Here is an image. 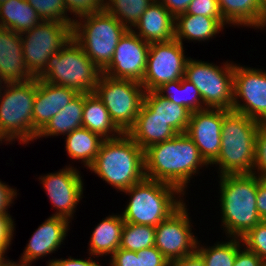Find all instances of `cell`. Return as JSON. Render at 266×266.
Masks as SVG:
<instances>
[{
  "mask_svg": "<svg viewBox=\"0 0 266 266\" xmlns=\"http://www.w3.org/2000/svg\"><path fill=\"white\" fill-rule=\"evenodd\" d=\"M146 178L177 187L182 193L198 167L208 165L185 133L144 150Z\"/></svg>",
  "mask_w": 266,
  "mask_h": 266,
  "instance_id": "obj_1",
  "label": "cell"
},
{
  "mask_svg": "<svg viewBox=\"0 0 266 266\" xmlns=\"http://www.w3.org/2000/svg\"><path fill=\"white\" fill-rule=\"evenodd\" d=\"M89 169L123 192L146 177L144 150L127 133L104 139Z\"/></svg>",
  "mask_w": 266,
  "mask_h": 266,
  "instance_id": "obj_2",
  "label": "cell"
},
{
  "mask_svg": "<svg viewBox=\"0 0 266 266\" xmlns=\"http://www.w3.org/2000/svg\"><path fill=\"white\" fill-rule=\"evenodd\" d=\"M260 123L243 113L224 109L221 128V150L212 164H219L221 175L257 174L255 146Z\"/></svg>",
  "mask_w": 266,
  "mask_h": 266,
  "instance_id": "obj_3",
  "label": "cell"
},
{
  "mask_svg": "<svg viewBox=\"0 0 266 266\" xmlns=\"http://www.w3.org/2000/svg\"><path fill=\"white\" fill-rule=\"evenodd\" d=\"M257 176L254 173L220 175L222 223L230 237L242 238L262 221L256 205Z\"/></svg>",
  "mask_w": 266,
  "mask_h": 266,
  "instance_id": "obj_4",
  "label": "cell"
},
{
  "mask_svg": "<svg viewBox=\"0 0 266 266\" xmlns=\"http://www.w3.org/2000/svg\"><path fill=\"white\" fill-rule=\"evenodd\" d=\"M123 192L131 195L121 215L126 223L156 227L184 204L174 199L183 194L177 187L146 177Z\"/></svg>",
  "mask_w": 266,
  "mask_h": 266,
  "instance_id": "obj_5",
  "label": "cell"
},
{
  "mask_svg": "<svg viewBox=\"0 0 266 266\" xmlns=\"http://www.w3.org/2000/svg\"><path fill=\"white\" fill-rule=\"evenodd\" d=\"M3 84L6 89L3 85L0 88V141L6 138L4 141L11 142L16 138L25 144L36 139L38 132L33 128V107L38 79Z\"/></svg>",
  "mask_w": 266,
  "mask_h": 266,
  "instance_id": "obj_6",
  "label": "cell"
},
{
  "mask_svg": "<svg viewBox=\"0 0 266 266\" xmlns=\"http://www.w3.org/2000/svg\"><path fill=\"white\" fill-rule=\"evenodd\" d=\"M102 71L72 37L56 54L49 57L45 70L37 77L47 83L93 93Z\"/></svg>",
  "mask_w": 266,
  "mask_h": 266,
  "instance_id": "obj_7",
  "label": "cell"
},
{
  "mask_svg": "<svg viewBox=\"0 0 266 266\" xmlns=\"http://www.w3.org/2000/svg\"><path fill=\"white\" fill-rule=\"evenodd\" d=\"M80 19V22H73L72 37L103 71L110 64L119 39L128 29L105 10L82 16Z\"/></svg>",
  "mask_w": 266,
  "mask_h": 266,
  "instance_id": "obj_8",
  "label": "cell"
},
{
  "mask_svg": "<svg viewBox=\"0 0 266 266\" xmlns=\"http://www.w3.org/2000/svg\"><path fill=\"white\" fill-rule=\"evenodd\" d=\"M94 93L107 108L116 127L122 133H127L135 124L143 104V85L137 81L113 79L101 74Z\"/></svg>",
  "mask_w": 266,
  "mask_h": 266,
  "instance_id": "obj_9",
  "label": "cell"
},
{
  "mask_svg": "<svg viewBox=\"0 0 266 266\" xmlns=\"http://www.w3.org/2000/svg\"><path fill=\"white\" fill-rule=\"evenodd\" d=\"M234 64L226 62L223 67L189 58L184 78L199 90L206 108L232 110Z\"/></svg>",
  "mask_w": 266,
  "mask_h": 266,
  "instance_id": "obj_10",
  "label": "cell"
},
{
  "mask_svg": "<svg viewBox=\"0 0 266 266\" xmlns=\"http://www.w3.org/2000/svg\"><path fill=\"white\" fill-rule=\"evenodd\" d=\"M72 25L42 20L31 30L20 34L26 68L34 78L45 70L49 57L59 52L72 38Z\"/></svg>",
  "mask_w": 266,
  "mask_h": 266,
  "instance_id": "obj_11",
  "label": "cell"
},
{
  "mask_svg": "<svg viewBox=\"0 0 266 266\" xmlns=\"http://www.w3.org/2000/svg\"><path fill=\"white\" fill-rule=\"evenodd\" d=\"M188 60L184 55L183 43L176 39L151 43L141 82L145 92L156 91L165 83L182 79Z\"/></svg>",
  "mask_w": 266,
  "mask_h": 266,
  "instance_id": "obj_12",
  "label": "cell"
},
{
  "mask_svg": "<svg viewBox=\"0 0 266 266\" xmlns=\"http://www.w3.org/2000/svg\"><path fill=\"white\" fill-rule=\"evenodd\" d=\"M185 203L155 227V247L169 263L196 252L197 239L191 233Z\"/></svg>",
  "mask_w": 266,
  "mask_h": 266,
  "instance_id": "obj_13",
  "label": "cell"
},
{
  "mask_svg": "<svg viewBox=\"0 0 266 266\" xmlns=\"http://www.w3.org/2000/svg\"><path fill=\"white\" fill-rule=\"evenodd\" d=\"M233 88L232 110L266 124V72L234 64Z\"/></svg>",
  "mask_w": 266,
  "mask_h": 266,
  "instance_id": "obj_14",
  "label": "cell"
},
{
  "mask_svg": "<svg viewBox=\"0 0 266 266\" xmlns=\"http://www.w3.org/2000/svg\"><path fill=\"white\" fill-rule=\"evenodd\" d=\"M150 44L128 29L119 39L110 64L102 74L113 79L142 82Z\"/></svg>",
  "mask_w": 266,
  "mask_h": 266,
  "instance_id": "obj_15",
  "label": "cell"
},
{
  "mask_svg": "<svg viewBox=\"0 0 266 266\" xmlns=\"http://www.w3.org/2000/svg\"><path fill=\"white\" fill-rule=\"evenodd\" d=\"M224 109L206 108L191 113L187 134L197 146L205 162L211 165L221 150V128Z\"/></svg>",
  "mask_w": 266,
  "mask_h": 266,
  "instance_id": "obj_16",
  "label": "cell"
},
{
  "mask_svg": "<svg viewBox=\"0 0 266 266\" xmlns=\"http://www.w3.org/2000/svg\"><path fill=\"white\" fill-rule=\"evenodd\" d=\"M79 172L72 167H66L60 172L49 173L42 180L47 195L57 211L52 216L69 220L75 212L83 194V182ZM77 204V205H76Z\"/></svg>",
  "mask_w": 266,
  "mask_h": 266,
  "instance_id": "obj_17",
  "label": "cell"
},
{
  "mask_svg": "<svg viewBox=\"0 0 266 266\" xmlns=\"http://www.w3.org/2000/svg\"><path fill=\"white\" fill-rule=\"evenodd\" d=\"M33 79L26 68L20 34L0 27V80L7 84Z\"/></svg>",
  "mask_w": 266,
  "mask_h": 266,
  "instance_id": "obj_18",
  "label": "cell"
},
{
  "mask_svg": "<svg viewBox=\"0 0 266 266\" xmlns=\"http://www.w3.org/2000/svg\"><path fill=\"white\" fill-rule=\"evenodd\" d=\"M77 94L74 89L38 79L34 97L33 128L39 133Z\"/></svg>",
  "mask_w": 266,
  "mask_h": 266,
  "instance_id": "obj_19",
  "label": "cell"
},
{
  "mask_svg": "<svg viewBox=\"0 0 266 266\" xmlns=\"http://www.w3.org/2000/svg\"><path fill=\"white\" fill-rule=\"evenodd\" d=\"M69 223L62 217H49L31 236L21 259L32 262L56 251L66 237Z\"/></svg>",
  "mask_w": 266,
  "mask_h": 266,
  "instance_id": "obj_20",
  "label": "cell"
},
{
  "mask_svg": "<svg viewBox=\"0 0 266 266\" xmlns=\"http://www.w3.org/2000/svg\"><path fill=\"white\" fill-rule=\"evenodd\" d=\"M134 27L139 32L131 30L149 44L175 39V17L159 1L145 10Z\"/></svg>",
  "mask_w": 266,
  "mask_h": 266,
  "instance_id": "obj_21",
  "label": "cell"
},
{
  "mask_svg": "<svg viewBox=\"0 0 266 266\" xmlns=\"http://www.w3.org/2000/svg\"><path fill=\"white\" fill-rule=\"evenodd\" d=\"M127 134L145 150L153 144L175 137L178 133L164 119L153 115V112L143 103L135 124Z\"/></svg>",
  "mask_w": 266,
  "mask_h": 266,
  "instance_id": "obj_22",
  "label": "cell"
},
{
  "mask_svg": "<svg viewBox=\"0 0 266 266\" xmlns=\"http://www.w3.org/2000/svg\"><path fill=\"white\" fill-rule=\"evenodd\" d=\"M224 25L213 17L182 13L175 17V39L204 41L221 31Z\"/></svg>",
  "mask_w": 266,
  "mask_h": 266,
  "instance_id": "obj_23",
  "label": "cell"
},
{
  "mask_svg": "<svg viewBox=\"0 0 266 266\" xmlns=\"http://www.w3.org/2000/svg\"><path fill=\"white\" fill-rule=\"evenodd\" d=\"M218 3L227 24L262 27L264 0H218Z\"/></svg>",
  "mask_w": 266,
  "mask_h": 266,
  "instance_id": "obj_24",
  "label": "cell"
},
{
  "mask_svg": "<svg viewBox=\"0 0 266 266\" xmlns=\"http://www.w3.org/2000/svg\"><path fill=\"white\" fill-rule=\"evenodd\" d=\"M82 127L99 134L104 139L116 138L122 134L111 120L107 108L94 92L84 93Z\"/></svg>",
  "mask_w": 266,
  "mask_h": 266,
  "instance_id": "obj_25",
  "label": "cell"
},
{
  "mask_svg": "<svg viewBox=\"0 0 266 266\" xmlns=\"http://www.w3.org/2000/svg\"><path fill=\"white\" fill-rule=\"evenodd\" d=\"M124 220L121 215H110L93 230L89 244V254L103 256L113 254L120 246Z\"/></svg>",
  "mask_w": 266,
  "mask_h": 266,
  "instance_id": "obj_26",
  "label": "cell"
},
{
  "mask_svg": "<svg viewBox=\"0 0 266 266\" xmlns=\"http://www.w3.org/2000/svg\"><path fill=\"white\" fill-rule=\"evenodd\" d=\"M41 21L38 13L26 0H7L0 5V27L21 34Z\"/></svg>",
  "mask_w": 266,
  "mask_h": 266,
  "instance_id": "obj_27",
  "label": "cell"
},
{
  "mask_svg": "<svg viewBox=\"0 0 266 266\" xmlns=\"http://www.w3.org/2000/svg\"><path fill=\"white\" fill-rule=\"evenodd\" d=\"M143 103L153 115L164 119L178 134L186 132L192 113L186 107L163 98L156 91L145 92Z\"/></svg>",
  "mask_w": 266,
  "mask_h": 266,
  "instance_id": "obj_28",
  "label": "cell"
},
{
  "mask_svg": "<svg viewBox=\"0 0 266 266\" xmlns=\"http://www.w3.org/2000/svg\"><path fill=\"white\" fill-rule=\"evenodd\" d=\"M84 93H78L71 102L51 118L48 124L38 133L37 138L69 134L82 127Z\"/></svg>",
  "mask_w": 266,
  "mask_h": 266,
  "instance_id": "obj_29",
  "label": "cell"
},
{
  "mask_svg": "<svg viewBox=\"0 0 266 266\" xmlns=\"http://www.w3.org/2000/svg\"><path fill=\"white\" fill-rule=\"evenodd\" d=\"M99 134L90 131L85 127H80L70 132L66 137V150L72 159H81L89 168L99 152L103 142Z\"/></svg>",
  "mask_w": 266,
  "mask_h": 266,
  "instance_id": "obj_30",
  "label": "cell"
},
{
  "mask_svg": "<svg viewBox=\"0 0 266 266\" xmlns=\"http://www.w3.org/2000/svg\"><path fill=\"white\" fill-rule=\"evenodd\" d=\"M156 92L163 98L186 107L191 112L206 109V107L202 105L203 100L199 90L184 77L163 84Z\"/></svg>",
  "mask_w": 266,
  "mask_h": 266,
  "instance_id": "obj_31",
  "label": "cell"
},
{
  "mask_svg": "<svg viewBox=\"0 0 266 266\" xmlns=\"http://www.w3.org/2000/svg\"><path fill=\"white\" fill-rule=\"evenodd\" d=\"M241 242V238L232 237L228 242H218L215 246L204 248L197 241L196 253L206 266H233Z\"/></svg>",
  "mask_w": 266,
  "mask_h": 266,
  "instance_id": "obj_32",
  "label": "cell"
},
{
  "mask_svg": "<svg viewBox=\"0 0 266 266\" xmlns=\"http://www.w3.org/2000/svg\"><path fill=\"white\" fill-rule=\"evenodd\" d=\"M152 3V0H106L104 10L131 30Z\"/></svg>",
  "mask_w": 266,
  "mask_h": 266,
  "instance_id": "obj_33",
  "label": "cell"
},
{
  "mask_svg": "<svg viewBox=\"0 0 266 266\" xmlns=\"http://www.w3.org/2000/svg\"><path fill=\"white\" fill-rule=\"evenodd\" d=\"M155 246V227L124 223L119 248L140 251Z\"/></svg>",
  "mask_w": 266,
  "mask_h": 266,
  "instance_id": "obj_34",
  "label": "cell"
},
{
  "mask_svg": "<svg viewBox=\"0 0 266 266\" xmlns=\"http://www.w3.org/2000/svg\"><path fill=\"white\" fill-rule=\"evenodd\" d=\"M43 21L73 23L74 19L66 16V6L63 0H26Z\"/></svg>",
  "mask_w": 266,
  "mask_h": 266,
  "instance_id": "obj_35",
  "label": "cell"
},
{
  "mask_svg": "<svg viewBox=\"0 0 266 266\" xmlns=\"http://www.w3.org/2000/svg\"><path fill=\"white\" fill-rule=\"evenodd\" d=\"M242 245L256 253L266 264V220L250 229L242 238Z\"/></svg>",
  "mask_w": 266,
  "mask_h": 266,
  "instance_id": "obj_36",
  "label": "cell"
},
{
  "mask_svg": "<svg viewBox=\"0 0 266 266\" xmlns=\"http://www.w3.org/2000/svg\"><path fill=\"white\" fill-rule=\"evenodd\" d=\"M185 14L213 17L223 25L227 24L223 19L218 0H192Z\"/></svg>",
  "mask_w": 266,
  "mask_h": 266,
  "instance_id": "obj_37",
  "label": "cell"
},
{
  "mask_svg": "<svg viewBox=\"0 0 266 266\" xmlns=\"http://www.w3.org/2000/svg\"><path fill=\"white\" fill-rule=\"evenodd\" d=\"M67 11L82 17L104 10L105 0H63Z\"/></svg>",
  "mask_w": 266,
  "mask_h": 266,
  "instance_id": "obj_38",
  "label": "cell"
},
{
  "mask_svg": "<svg viewBox=\"0 0 266 266\" xmlns=\"http://www.w3.org/2000/svg\"><path fill=\"white\" fill-rule=\"evenodd\" d=\"M258 170L260 178H266V124H261L257 130L255 146V165L253 170Z\"/></svg>",
  "mask_w": 266,
  "mask_h": 266,
  "instance_id": "obj_39",
  "label": "cell"
},
{
  "mask_svg": "<svg viewBox=\"0 0 266 266\" xmlns=\"http://www.w3.org/2000/svg\"><path fill=\"white\" fill-rule=\"evenodd\" d=\"M140 266H170L169 261L155 247H149L137 251Z\"/></svg>",
  "mask_w": 266,
  "mask_h": 266,
  "instance_id": "obj_40",
  "label": "cell"
},
{
  "mask_svg": "<svg viewBox=\"0 0 266 266\" xmlns=\"http://www.w3.org/2000/svg\"><path fill=\"white\" fill-rule=\"evenodd\" d=\"M14 221L10 215H0V253L4 256L11 244L14 232Z\"/></svg>",
  "mask_w": 266,
  "mask_h": 266,
  "instance_id": "obj_41",
  "label": "cell"
},
{
  "mask_svg": "<svg viewBox=\"0 0 266 266\" xmlns=\"http://www.w3.org/2000/svg\"><path fill=\"white\" fill-rule=\"evenodd\" d=\"M110 260V266H140L137 252L123 248H118Z\"/></svg>",
  "mask_w": 266,
  "mask_h": 266,
  "instance_id": "obj_42",
  "label": "cell"
},
{
  "mask_svg": "<svg viewBox=\"0 0 266 266\" xmlns=\"http://www.w3.org/2000/svg\"><path fill=\"white\" fill-rule=\"evenodd\" d=\"M233 266H266V264L256 253L244 248L237 251Z\"/></svg>",
  "mask_w": 266,
  "mask_h": 266,
  "instance_id": "obj_43",
  "label": "cell"
},
{
  "mask_svg": "<svg viewBox=\"0 0 266 266\" xmlns=\"http://www.w3.org/2000/svg\"><path fill=\"white\" fill-rule=\"evenodd\" d=\"M16 193L15 189L0 181V215H9L6 210L11 205L14 196H17Z\"/></svg>",
  "mask_w": 266,
  "mask_h": 266,
  "instance_id": "obj_44",
  "label": "cell"
},
{
  "mask_svg": "<svg viewBox=\"0 0 266 266\" xmlns=\"http://www.w3.org/2000/svg\"><path fill=\"white\" fill-rule=\"evenodd\" d=\"M256 205L258 215L262 220H266V178L259 177L258 189L256 194Z\"/></svg>",
  "mask_w": 266,
  "mask_h": 266,
  "instance_id": "obj_45",
  "label": "cell"
},
{
  "mask_svg": "<svg viewBox=\"0 0 266 266\" xmlns=\"http://www.w3.org/2000/svg\"><path fill=\"white\" fill-rule=\"evenodd\" d=\"M192 0H161L159 1L174 17L185 13Z\"/></svg>",
  "mask_w": 266,
  "mask_h": 266,
  "instance_id": "obj_46",
  "label": "cell"
},
{
  "mask_svg": "<svg viewBox=\"0 0 266 266\" xmlns=\"http://www.w3.org/2000/svg\"><path fill=\"white\" fill-rule=\"evenodd\" d=\"M48 266H100V264L89 258L87 260L74 259L69 257L68 259H55L50 260Z\"/></svg>",
  "mask_w": 266,
  "mask_h": 266,
  "instance_id": "obj_47",
  "label": "cell"
},
{
  "mask_svg": "<svg viewBox=\"0 0 266 266\" xmlns=\"http://www.w3.org/2000/svg\"><path fill=\"white\" fill-rule=\"evenodd\" d=\"M170 266H206L203 260L195 252L194 254L183 257L170 263Z\"/></svg>",
  "mask_w": 266,
  "mask_h": 266,
  "instance_id": "obj_48",
  "label": "cell"
},
{
  "mask_svg": "<svg viewBox=\"0 0 266 266\" xmlns=\"http://www.w3.org/2000/svg\"><path fill=\"white\" fill-rule=\"evenodd\" d=\"M19 262L21 263H16V262H11L9 259L5 260L3 257L2 261L0 262V266H30L29 261L21 259Z\"/></svg>",
  "mask_w": 266,
  "mask_h": 266,
  "instance_id": "obj_49",
  "label": "cell"
},
{
  "mask_svg": "<svg viewBox=\"0 0 266 266\" xmlns=\"http://www.w3.org/2000/svg\"><path fill=\"white\" fill-rule=\"evenodd\" d=\"M266 27V0H264V15H263V24L261 28Z\"/></svg>",
  "mask_w": 266,
  "mask_h": 266,
  "instance_id": "obj_50",
  "label": "cell"
},
{
  "mask_svg": "<svg viewBox=\"0 0 266 266\" xmlns=\"http://www.w3.org/2000/svg\"><path fill=\"white\" fill-rule=\"evenodd\" d=\"M3 257L4 256L0 253V262L2 261Z\"/></svg>",
  "mask_w": 266,
  "mask_h": 266,
  "instance_id": "obj_51",
  "label": "cell"
},
{
  "mask_svg": "<svg viewBox=\"0 0 266 266\" xmlns=\"http://www.w3.org/2000/svg\"><path fill=\"white\" fill-rule=\"evenodd\" d=\"M5 1H7V0H0V5H1L2 3H4Z\"/></svg>",
  "mask_w": 266,
  "mask_h": 266,
  "instance_id": "obj_52",
  "label": "cell"
}]
</instances>
